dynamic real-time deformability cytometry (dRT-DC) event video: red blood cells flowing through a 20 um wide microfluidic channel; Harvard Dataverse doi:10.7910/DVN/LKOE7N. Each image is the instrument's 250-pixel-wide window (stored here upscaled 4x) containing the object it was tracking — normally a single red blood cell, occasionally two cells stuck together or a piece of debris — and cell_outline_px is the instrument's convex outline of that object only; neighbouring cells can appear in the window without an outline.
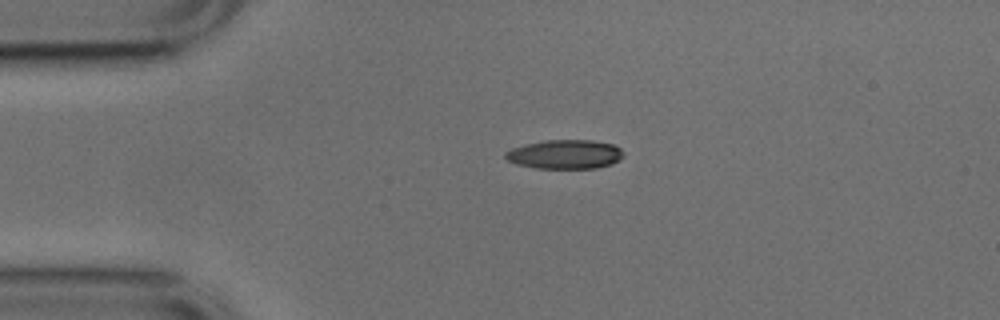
{"species": "common noctule bat (a hibernating species)", "species_latin": "Nyctalus noctula", "temperature_condition": "cold", "stored_images_in_passage": 42, "camera_frame_rate_fps": 3000, "um_per_image_px": 0.085, "animal": {"sex": "male", "body_mass_g": 17.9, "forearm_length_mm": 54.2}, "frame": {"image": 1, "passage_image": 1, "time_ms": 0.0, "image_size_px": [1000, 320], "cell_outline_px": [[624, 156], [620, 160], [612, 164], [596, 168], [536, 168], [516, 164], [508, 160], [504, 156], [504, 152], [512, 148], [524, 144], [544, 140], [592, 140], [612, 144], [620, 148], [624, 152]], "centroid_in_image_um": [48.03, 13.11], "position_along_channel_um": 37.0, "area_um2": 20.17}}
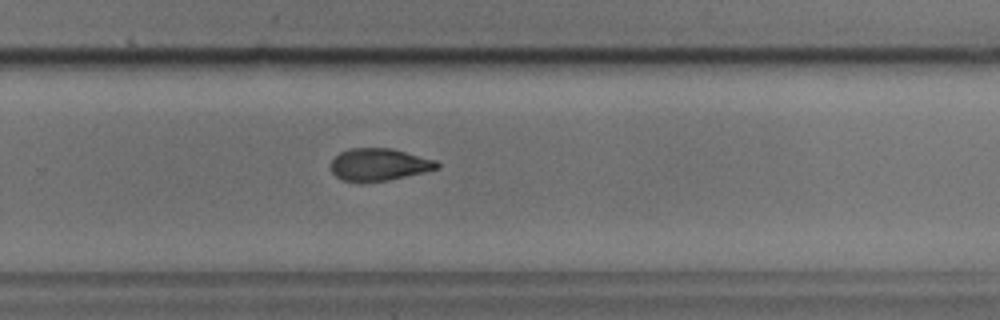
{"frame": {"image": 2, "passage_image": 24, "time_ms": 7.667, "image_size_px": [1000, 320], "cell_outline_px": [[440, 168], [424, 172], [388, 180], [344, 180], [336, 176], [332, 172], [332, 160], [340, 152], [348, 148], [392, 148], [436, 160], [440, 164]], "centroid_in_image_um": [32.26, 13.95], "position_along_channel_um": 297.5, "area_um2": 19.59}}
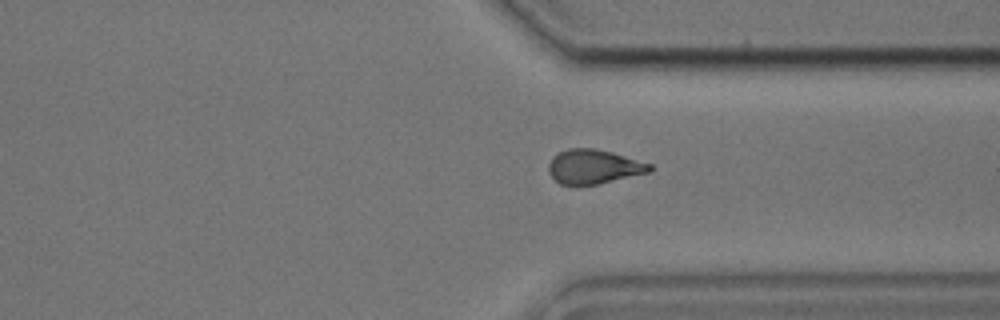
{"frame": {"image": 3, "passage_image": 29, "time_ms": 9.333, "image_size_px": [1000, 320], "cell_outline_px": [[652, 168], [648, 172], [600, 184], [560, 184], [548, 172], [548, 164], [560, 152], [568, 148], [592, 148], [612, 152], [652, 164]], "centroid_in_image_um": [50.48, 14.16], "position_along_channel_um": 360.9, "area_um2": 19.88}, "authors_computed_cell_mechanics": {"area_um2": 20.4901, "velocity_mm_per_s": 3.782, "shape_relaxation_time_tau1_ms": null, "shape_relaxation_time_tau2_ms": 4.052, "deformation_change_tau1": null, "deformation_change_tau2": 0.1082}}